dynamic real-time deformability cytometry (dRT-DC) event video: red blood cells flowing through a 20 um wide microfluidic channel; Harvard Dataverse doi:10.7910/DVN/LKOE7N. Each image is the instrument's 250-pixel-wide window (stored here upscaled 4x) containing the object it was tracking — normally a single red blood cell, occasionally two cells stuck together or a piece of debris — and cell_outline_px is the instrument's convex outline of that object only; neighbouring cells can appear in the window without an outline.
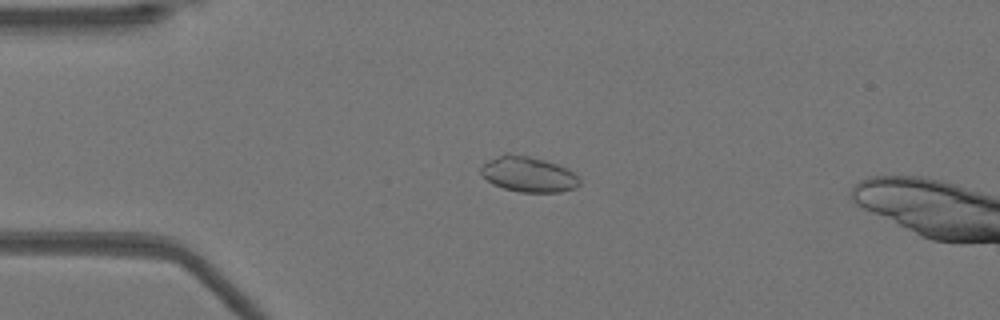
{"species": "Egyptian fruit bat (a non-hibernating species)", "species_latin": "Rousettus aegyptiacus", "temperature_condition": "warm", "stored_images_in_passage": 52, "camera_frame_rate_fps": 3000, "um_per_image_px": 0.085, "animal": {"sex": "female"}, "frame": {"image": 1, "passage_image": 12, "time_ms": 3.667, "image_size_px": [1000, 320], "cell_outline_px": [[580, 184], [576, 188], [560, 192], [520, 192], [504, 188], [492, 184], [480, 176], [480, 168], [488, 160], [496, 156], [508, 152], [528, 156], [544, 160], [568, 168], [580, 180]], "centroid_in_image_um": [44.87, 14.81], "position_along_channel_um": 40.1, "area_um2": 20.52}}
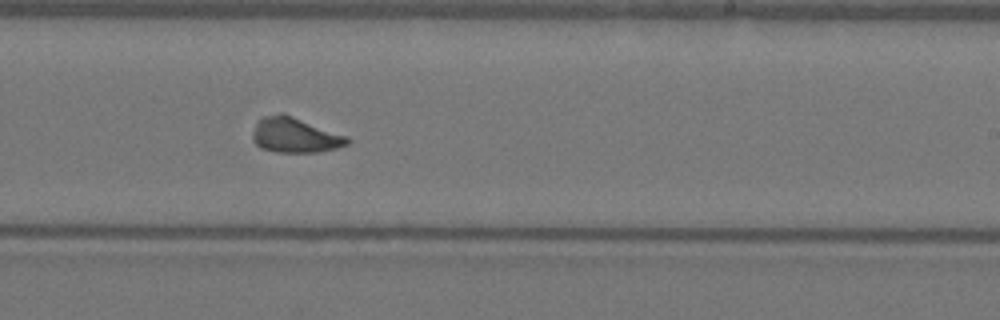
{"frame": {"image": 2, "passage_image": 31, "time_ms": 10.0, "image_size_px": [1000, 320], "cell_outline_px": [[352, 140], [348, 144], [336, 148], [316, 152], [276, 152], [260, 148], [252, 140], [252, 132], [256, 124], [264, 116], [280, 112], [284, 112], [348, 136]], "centroid_in_image_um": [25.08, 11.47], "position_along_channel_um": 263.9, "area_um2": 19.65}}
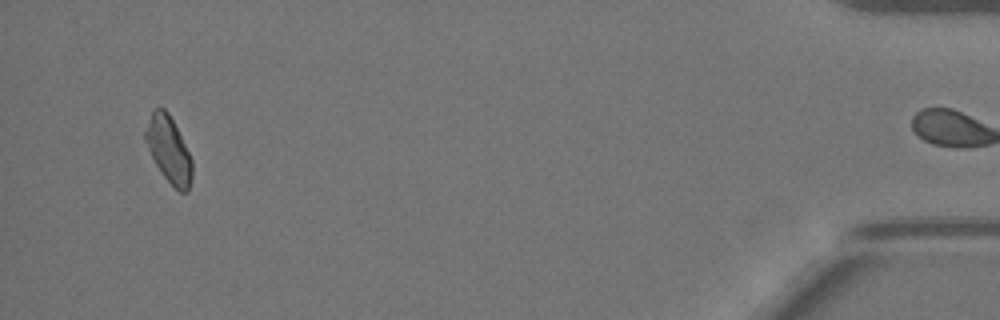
{"frame": {"image": 3, "passage_image": 49, "time_ms": 16.0, "image_size_px": [1000, 320], "cell_outline_px": [[192, 176], [188, 192], [180, 192], [164, 176], [156, 164], [144, 140], [144, 132], [152, 112], [156, 108], [164, 108], [168, 112], [192, 160]], "centroid_in_image_um": [14.34, 12.73], "position_along_channel_um": 420.9, "area_um2": 17.46}, "authors_computed_cell_mechanics": {"area_um2": 19.0162, "velocity_mm_per_s": 3.9425, "shape_relaxation_time_tau1_ms": 6.2257, "shape_relaxation_time_tau2_ms": null, "deformation_change_tau1": 0.1529, "deformation_change_tau2": null}}